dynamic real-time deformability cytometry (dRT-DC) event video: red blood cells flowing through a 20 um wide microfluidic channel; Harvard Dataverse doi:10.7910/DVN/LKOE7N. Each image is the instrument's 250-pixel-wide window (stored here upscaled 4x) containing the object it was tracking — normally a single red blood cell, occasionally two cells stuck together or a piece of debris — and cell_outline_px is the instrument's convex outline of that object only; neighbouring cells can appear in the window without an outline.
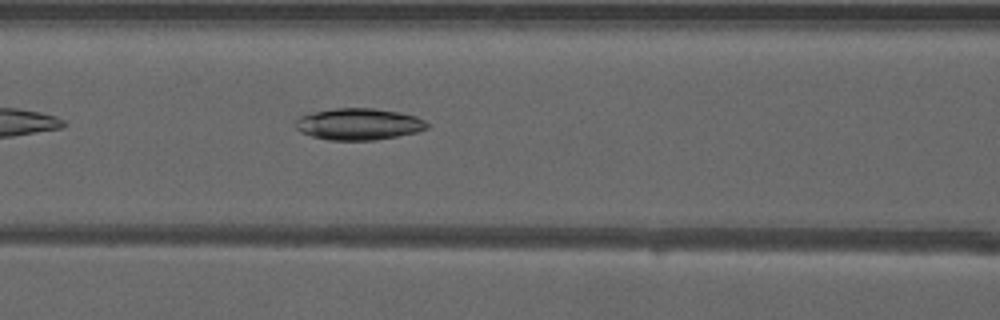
{"species": "common noctule bat (a hibernating species)", "species_latin": "Nyctalus noctula", "temperature_condition": "warm", "stored_images_in_passage": 35, "camera_frame_rate_fps": 3000, "um_per_image_px": 0.085, "animal": {"sex": "male", "forearm_length_mm": 52.5}, "frame": {"image": 1, "passage_image": 6, "time_ms": 1.667, "image_size_px": [1000, 320], "cell_outline_px": [[428, 128], [416, 132], [376, 140], [328, 140], [312, 136], [300, 132], [296, 128], [296, 120], [300, 116], [312, 112], [336, 108], [376, 108], [400, 112], [416, 116], [424, 120], [428, 124]], "centroid_in_image_um": [30.49, 10.54], "position_along_channel_um": 136.1, "area_um2": 24.28}}
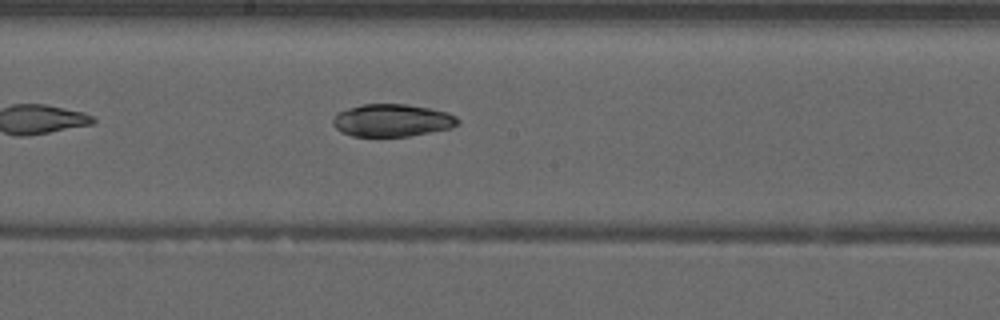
{"frame": {"image": 2, "passage_image": 12, "time_ms": 3.667, "image_size_px": [1000, 320], "cell_outline_px": [[460, 124], [452, 128], [408, 136], [352, 136], [340, 132], [332, 124], [332, 120], [340, 112], [348, 108], [360, 104], [408, 104], [448, 112], [456, 116], [460, 120]], "centroid_in_image_um": [33.36, 10.23], "position_along_channel_um": 214.8, "area_um2": 23.76}}
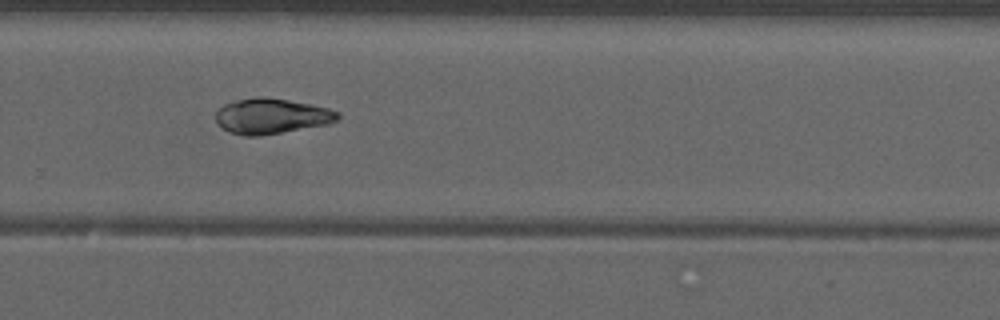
{"frame": {"image": 3, "passage_image": 19, "time_ms": 6.0, "image_size_px": [1000, 320], "cell_outline_px": [[340, 116], [336, 120], [328, 124], [260, 136], [244, 136], [228, 132], [216, 120], [216, 112], [224, 104], [236, 100], [256, 96], [264, 96], [288, 100], [328, 108], [340, 112]], "centroid_in_image_um": [23.07, 9.87], "position_along_channel_um": 306.7, "area_um2": 25.09}, "authors_computed_cell_mechanics": {"area_um2": 24.9118, "velocity_mm_per_s": 3.9466, "shape_relaxation_time_tau1_ms": 2.7386, "shape_relaxation_time_tau2_ms": null, "deformation_change_tau1": 0.1108, "deformation_change_tau2": null}}